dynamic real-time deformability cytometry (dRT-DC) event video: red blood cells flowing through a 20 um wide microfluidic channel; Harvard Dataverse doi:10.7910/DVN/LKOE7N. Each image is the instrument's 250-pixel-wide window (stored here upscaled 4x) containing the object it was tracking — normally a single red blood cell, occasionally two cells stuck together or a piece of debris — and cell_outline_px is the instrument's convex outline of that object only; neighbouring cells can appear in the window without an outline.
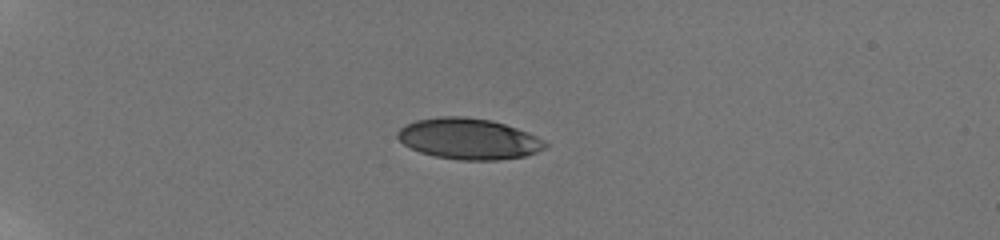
{"species": "human", "species_latin": "Homo sapiens", "temperature_condition": "room temperature", "stored_images_in_passage": 25, "camera_frame_rate_fps": 3000, "um_per_image_px": 0.085, "donor": {"sex": "male"}, "frame": {"image": 1, "passage_image": 8, "time_ms": 5.333, "image_size_px": [1000, 240], "cell_outline_px": [[548, 144], [544, 148], [536, 152], [524, 156], [496, 160], [460, 160], [436, 156], [420, 152], [404, 144], [396, 136], [396, 132], [404, 124], [416, 120], [440, 116], [464, 116], [492, 120], [528, 132], [544, 140]], "centroid_in_image_um": [39.82, 11.79], "position_along_channel_um": 45.2, "area_um2": 35.2}}
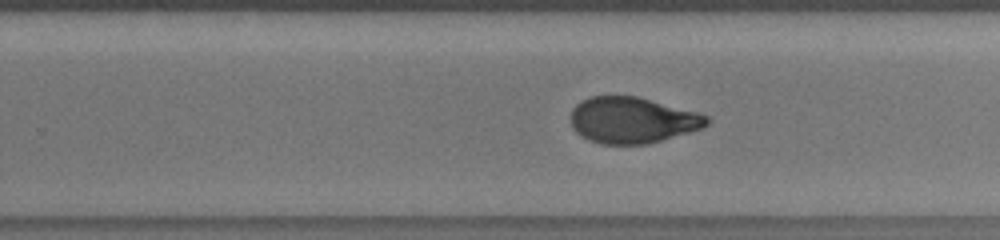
{"frame": {"image": 2, "passage_image": 22, "time_ms": 13.0, "image_size_px": [1000, 240], "cell_outline_px": [[708, 124], [704, 128], [648, 144], [600, 144], [588, 140], [580, 136], [572, 128], [572, 108], [580, 100], [592, 96], [636, 96], [696, 112], [708, 116]], "centroid_in_image_um": [53.72, 10.22], "position_along_channel_um": 276.1, "area_um2": 36.53}}
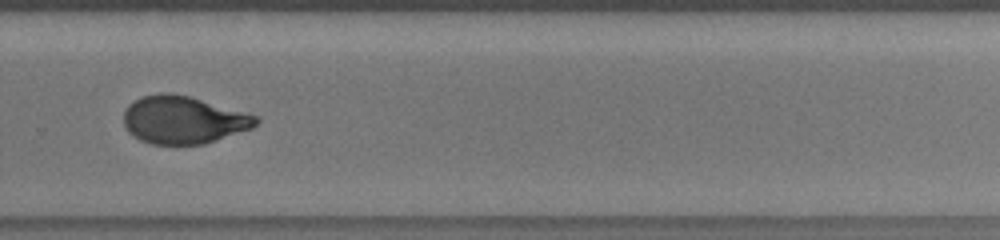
{"frame": {"image": 3, "passage_image": 24, "time_ms": 14.0, "image_size_px": [1000, 240], "cell_outline_px": [[260, 120], [252, 128], [204, 144], [152, 144], [140, 140], [132, 136], [128, 132], [124, 124], [124, 112], [128, 104], [144, 96], [160, 92], [168, 92], [188, 96], [260, 116]], "centroid_in_image_um": [15.58, 10.19], "position_along_channel_um": 314.2, "area_um2": 36.7}}